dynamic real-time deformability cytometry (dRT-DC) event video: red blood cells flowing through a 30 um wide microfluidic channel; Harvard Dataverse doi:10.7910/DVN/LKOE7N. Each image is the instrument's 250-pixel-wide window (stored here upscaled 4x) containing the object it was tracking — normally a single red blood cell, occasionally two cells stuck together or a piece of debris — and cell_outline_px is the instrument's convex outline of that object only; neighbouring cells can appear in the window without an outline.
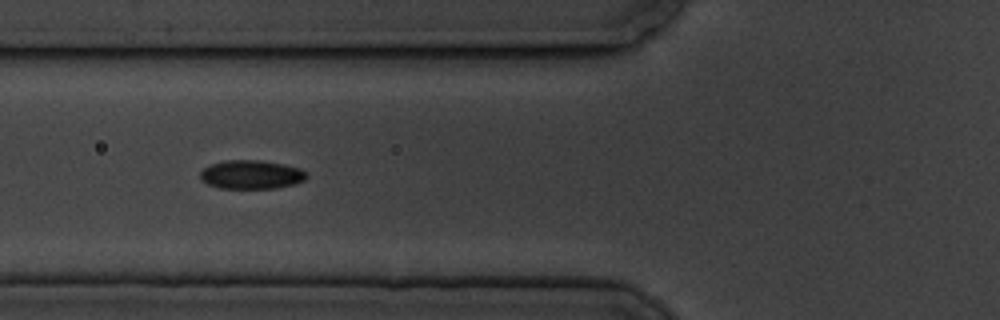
{"species": "common noctule bat (a hibernating species)", "species_latin": "Nyctalus noctula", "temperature_condition": "cold", "stored_images_in_passage": 8, "camera_frame_rate_fps": 3000, "um_per_image_px": 0.085, "animal": {"sex": "male", "body_mass_g": 19.5, "forearm_length_mm": 54.6}, "frame": {"image": 1, "passage_image": 6, "time_ms": 5.667, "image_size_px": [1000, 320], "cell_outline_px": [[308, 176], [304, 180], [292, 184], [276, 188], [220, 188], [208, 184], [200, 180], [200, 172], [204, 168], [212, 164], [224, 160], [260, 160], [284, 164], [300, 168], [308, 172]], "centroid_in_image_um": [21.37, 14.83], "position_along_channel_um": 104.4, "area_um2": 17.86}}
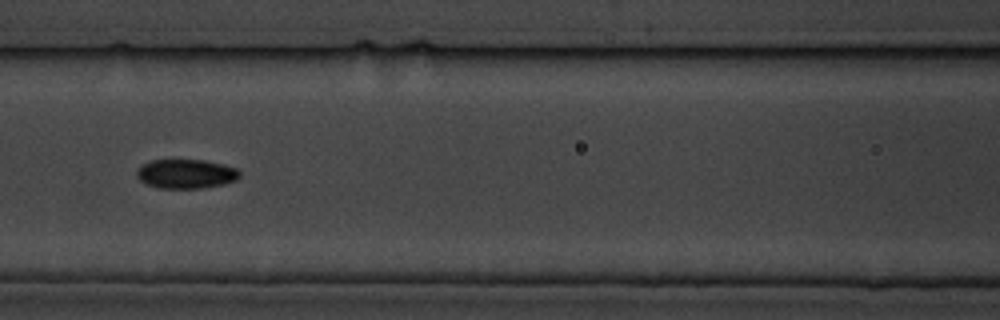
{"frame": {"image": 2, "passage_image": 7, "time_ms": 7.0, "image_size_px": [1000, 320], "cell_outline_px": [[240, 176], [236, 180], [224, 184], [204, 188], [156, 188], [140, 180], [136, 176], [136, 172], [144, 164], [152, 160], [204, 160], [224, 164], [236, 168], [240, 172]], "centroid_in_image_um": [15.84, 14.78], "position_along_channel_um": 150.8, "area_um2": 17.51}}
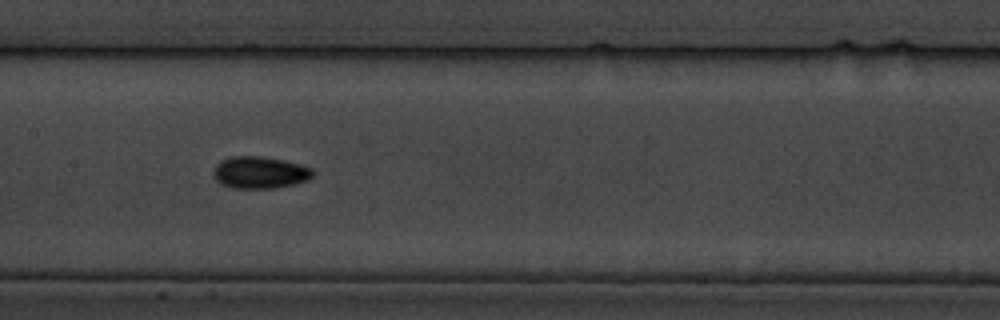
{"frame": {"image": 3, "passage_image": 8, "time_ms": 8.0, "image_size_px": [1000, 320], "cell_outline_px": [[316, 172], [308, 180], [276, 188], [232, 188], [220, 184], [212, 176], [212, 168], [220, 160], [232, 156], [260, 156], [284, 160], [300, 164], [312, 168]], "centroid_in_image_um": [22.05, 14.66], "position_along_channel_um": 185.4, "area_um2": 18.84}}